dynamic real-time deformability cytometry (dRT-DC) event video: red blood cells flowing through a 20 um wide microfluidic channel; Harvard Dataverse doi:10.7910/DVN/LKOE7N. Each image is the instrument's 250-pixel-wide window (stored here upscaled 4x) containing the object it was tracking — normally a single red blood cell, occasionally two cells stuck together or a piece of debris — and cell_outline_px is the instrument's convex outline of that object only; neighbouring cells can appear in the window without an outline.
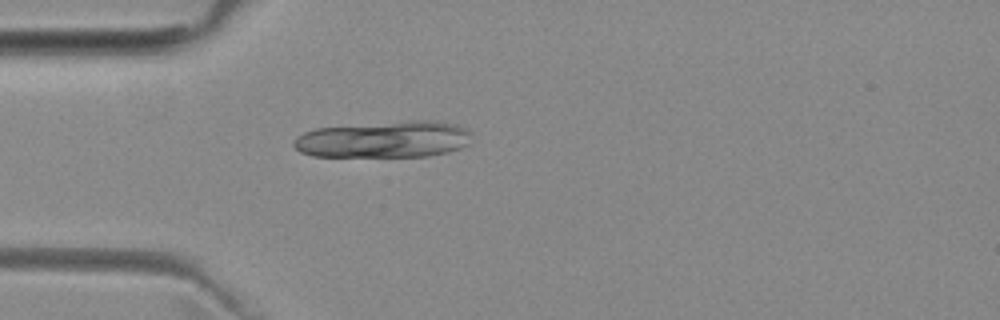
{"species": "common noctule bat (a hibernating species)", "species_latin": "Nyctalus noctula", "temperature_condition": "room temperature", "stored_images_in_passage": 4, "camera_frame_rate_fps": 3000, "um_per_image_px": 0.085, "animal": {"sex": "female", "body_mass_g": 29.2, "forearm_length_mm": 56.3}, "frame": {"image": 1, "passage_image": 4, "time_ms": 3.333, "image_size_px": [1000, 320], "cell_outline_px": [[472, 132], [468, 144], [460, 148], [448, 152], [428, 156], [312, 156], [300, 152], [292, 144], [292, 140], [296, 136], [304, 132], [316, 128], [412, 120], [436, 120], [456, 124], [468, 128]], "centroid_in_image_um": [32.67, 11.84], "position_along_channel_um": 52.3, "area_um2": 38.21}}